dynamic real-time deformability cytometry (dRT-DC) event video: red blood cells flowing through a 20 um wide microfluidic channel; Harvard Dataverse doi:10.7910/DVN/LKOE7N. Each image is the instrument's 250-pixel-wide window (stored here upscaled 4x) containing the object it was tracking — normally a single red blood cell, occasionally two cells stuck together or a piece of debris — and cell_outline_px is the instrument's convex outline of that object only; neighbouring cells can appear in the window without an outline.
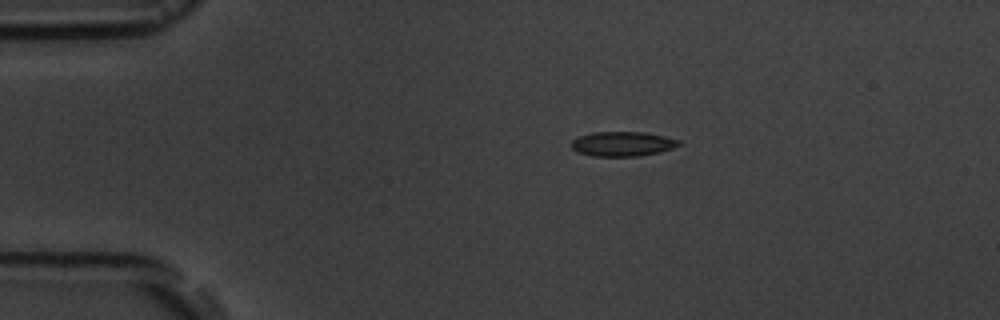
{"species": "common noctule bat (a hibernating species)", "species_latin": "Nyctalus noctula", "temperature_condition": "room temperature", "stored_images_in_passage": 3, "camera_frame_rate_fps": 3000, "um_per_image_px": 0.085, "animal": {"sex": "male", "body_mass_g": 19.5, "forearm_length_mm": 54.6}, "frame": {"image": 1, "passage_image": 1, "time_ms": 0.0, "image_size_px": [1000, 320], "cell_outline_px": [[684, 144], [660, 152], [640, 156], [592, 156], [576, 152], [572, 148], [572, 140], [580, 136], [592, 132], [644, 132], [664, 136], [680, 140]], "centroid_in_image_um": [52.94, 12.23], "position_along_channel_um": 32.1, "area_um2": 15.55}}
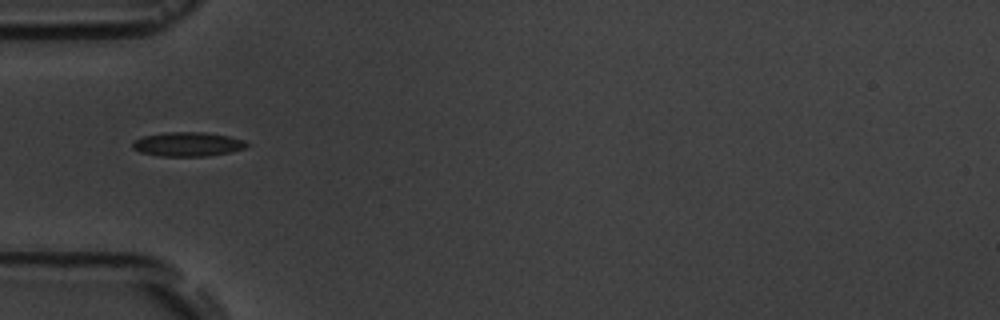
{"frame": {"image": 2, "passage_image": 3, "time_ms": 2.333, "image_size_px": [1000, 320], "cell_outline_px": [[248, 144], [244, 148], [232, 152], [208, 156], [160, 156], [140, 152], [132, 148], [132, 140], [144, 136], [164, 132], [204, 132], [228, 136], [244, 140]], "centroid_in_image_um": [15.93, 12.26], "position_along_channel_um": 69.1, "area_um2": 16.18}}